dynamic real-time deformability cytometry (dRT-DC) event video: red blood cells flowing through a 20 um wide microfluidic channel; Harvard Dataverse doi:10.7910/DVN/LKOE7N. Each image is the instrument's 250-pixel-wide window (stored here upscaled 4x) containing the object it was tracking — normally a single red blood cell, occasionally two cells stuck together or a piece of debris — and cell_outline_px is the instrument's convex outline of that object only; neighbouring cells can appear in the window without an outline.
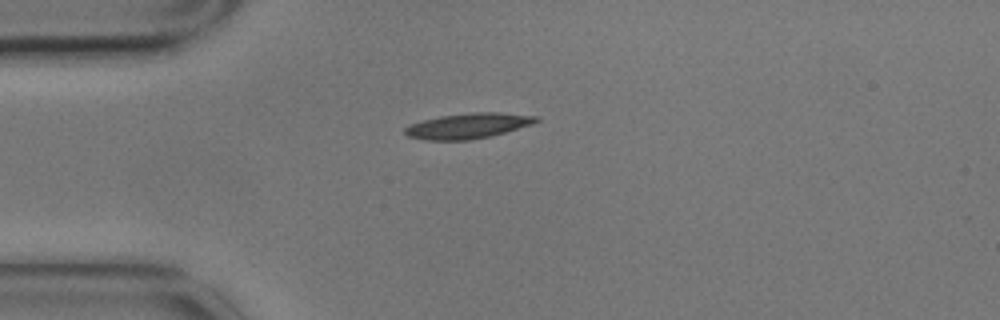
{"species": "common noctule bat (a hibernating species)", "species_latin": "Nyctalus noctula", "temperature_condition": "cold", "stored_images_in_passage": 6, "camera_frame_rate_fps": 3000, "um_per_image_px": 0.085, "animal": {"sex": "male", "body_mass_g": 17.9}, "frame": {"image": 1, "passage_image": 1, "time_ms": 0.0, "image_size_px": [1000, 320], "cell_outline_px": [[540, 120], [532, 124], [492, 136], [468, 140], [424, 140], [408, 136], [404, 132], [404, 128], [408, 124], [440, 116], [472, 112], [500, 112], [540, 116]], "centroid_in_image_um": [39.8, 10.69], "position_along_channel_um": 45.2, "area_um2": 19.54}}